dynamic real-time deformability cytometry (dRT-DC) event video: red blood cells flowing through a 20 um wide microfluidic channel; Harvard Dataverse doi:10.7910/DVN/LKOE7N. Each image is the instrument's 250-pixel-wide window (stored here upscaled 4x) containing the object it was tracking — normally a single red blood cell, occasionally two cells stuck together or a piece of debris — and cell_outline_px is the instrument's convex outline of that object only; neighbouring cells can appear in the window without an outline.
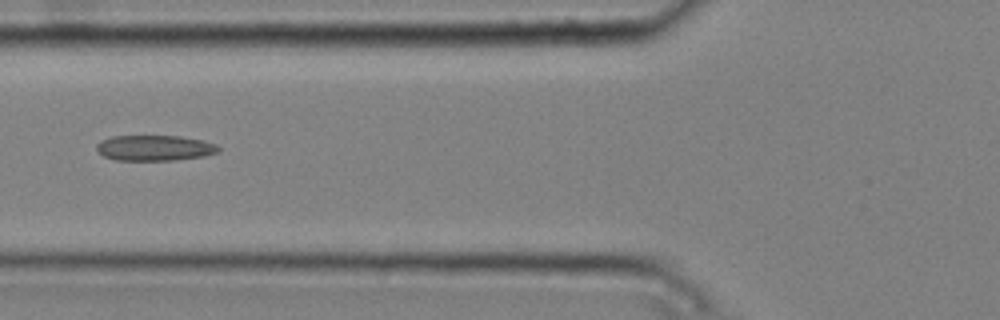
{"species": "common noctule bat (a hibernating species)", "species_latin": "Nyctalus noctula", "temperature_condition": "cold", "stored_images_in_passage": 6, "camera_frame_rate_fps": 3000, "um_per_image_px": 0.085, "animal": {"sex": "male", "body_mass_g": 20.4}, "frame": {"image": 1, "passage_image": 6, "time_ms": 1.667, "image_size_px": [1000, 320], "cell_outline_px": [[220, 152], [204, 156], [176, 160], [116, 160], [104, 156], [96, 148], [96, 144], [100, 140], [112, 136], [180, 136], [204, 140], [216, 144], [220, 148]], "centroid_in_image_um": [13.17, 12.57], "position_along_channel_um": 112.6, "area_um2": 18.26}}